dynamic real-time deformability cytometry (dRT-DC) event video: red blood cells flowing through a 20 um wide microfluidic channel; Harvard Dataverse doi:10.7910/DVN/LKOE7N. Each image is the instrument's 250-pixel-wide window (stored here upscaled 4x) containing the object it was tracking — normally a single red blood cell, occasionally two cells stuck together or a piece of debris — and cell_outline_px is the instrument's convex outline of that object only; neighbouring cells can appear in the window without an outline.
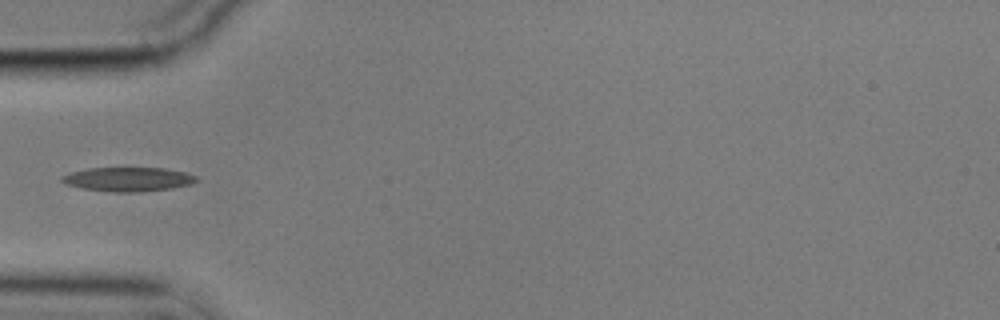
{"species": "common noctule bat (a hibernating species)", "species_latin": "Nyctalus noctula", "temperature_condition": "cold", "stored_images_in_passage": 39, "camera_frame_rate_fps": 3000, "um_per_image_px": 0.085, "animal": {"sex": "male", "body_mass_g": 17.9}, "frame": {"image": 1, "passage_image": 1, "time_ms": 0.0, "image_size_px": [1000, 320], "cell_outline_px": [[200, 180], [192, 184], [172, 188], [140, 192], [112, 192], [80, 188], [64, 184], [60, 180], [60, 176], [68, 172], [88, 168], [164, 168], [184, 172], [196, 176]], "centroid_in_image_um": [10.85, 15.24], "position_along_channel_um": 74.2, "area_um2": 19.19}}
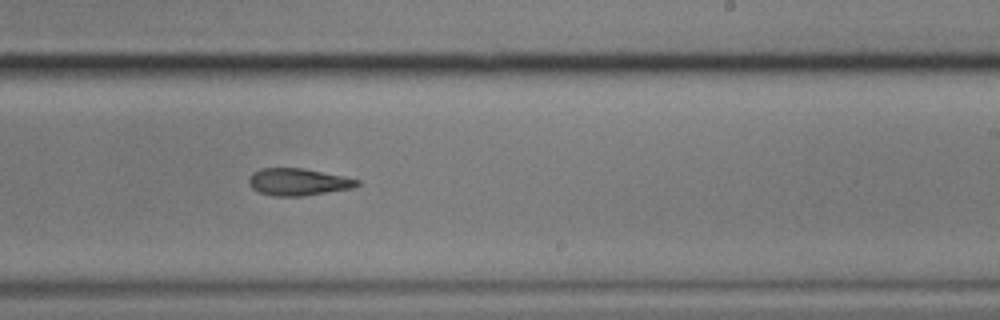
{"frame": {"image": 2, "passage_image": 17, "time_ms": 5.333, "image_size_px": [1000, 320], "cell_outline_px": [[360, 184], [352, 188], [304, 196], [272, 196], [260, 192], [252, 188], [248, 184], [248, 180], [252, 172], [260, 168], [304, 168], [344, 176], [360, 180]], "centroid_in_image_um": [25.33, 15.46], "position_along_channel_um": 263.7, "area_um2": 17.22}}
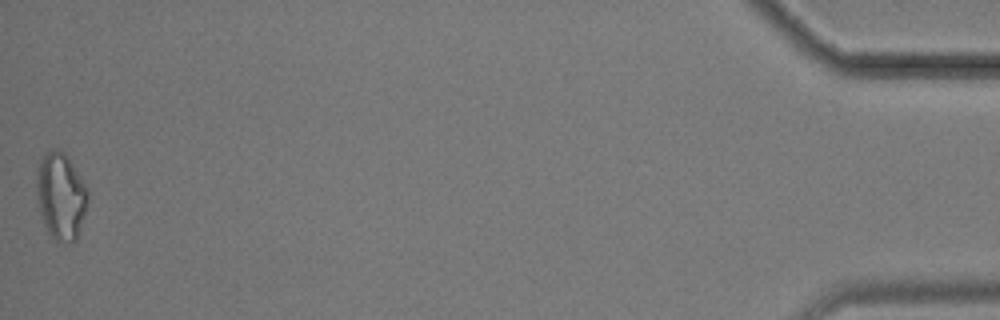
{"frame": {"image": 3, "passage_image": 39, "time_ms": 12.667, "image_size_px": [1000, 320], "cell_outline_px": [[88, 196], [84, 212], [76, 240], [72, 244], [68, 244], [56, 240], [44, 232], [40, 216], [36, 196], [36, 172], [40, 156], [56, 148], [60, 148], [64, 152], [88, 188]], "centroid_in_image_um": [5.12, 16.69], "position_along_channel_um": 430.1, "area_um2": 26.47}}